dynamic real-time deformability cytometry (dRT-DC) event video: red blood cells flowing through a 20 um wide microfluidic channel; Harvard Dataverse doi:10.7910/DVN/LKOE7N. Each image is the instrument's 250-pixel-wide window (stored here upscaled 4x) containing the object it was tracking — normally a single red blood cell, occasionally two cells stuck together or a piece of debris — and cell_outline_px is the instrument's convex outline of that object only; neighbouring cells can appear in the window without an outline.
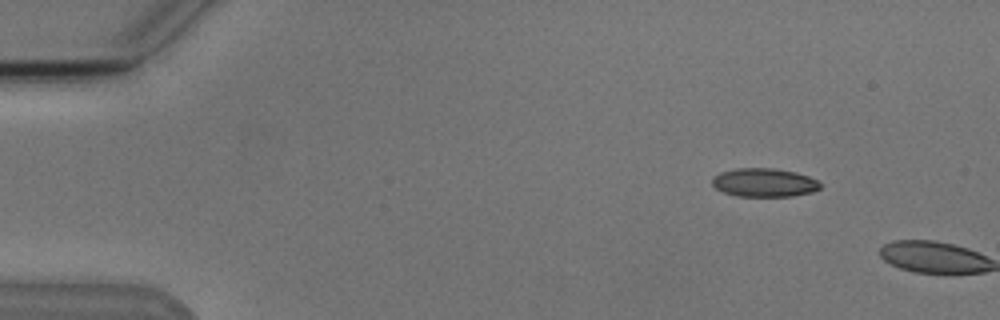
{"species": "Egyptian fruit bat (a non-hibernating species)", "species_latin": "Rousettus aegyptiacus", "temperature_condition": "cold", "stored_images_in_passage": 4, "camera_frame_rate_fps": 3000, "um_per_image_px": 0.085, "animal": {"sex": "male"}, "frame": {"image": 1, "passage_image": 4, "time_ms": 4.333, "image_size_px": [1000, 320], "cell_outline_px": [[820, 188], [812, 192], [792, 196], [736, 196], [724, 192], [716, 188], [712, 184], [712, 176], [720, 172], [736, 168], [776, 168], [796, 172], [808, 176], [816, 180], [820, 184]], "centroid_in_image_um": [64.93, 15.51], "position_along_channel_um": 20.1, "area_um2": 18.03}}